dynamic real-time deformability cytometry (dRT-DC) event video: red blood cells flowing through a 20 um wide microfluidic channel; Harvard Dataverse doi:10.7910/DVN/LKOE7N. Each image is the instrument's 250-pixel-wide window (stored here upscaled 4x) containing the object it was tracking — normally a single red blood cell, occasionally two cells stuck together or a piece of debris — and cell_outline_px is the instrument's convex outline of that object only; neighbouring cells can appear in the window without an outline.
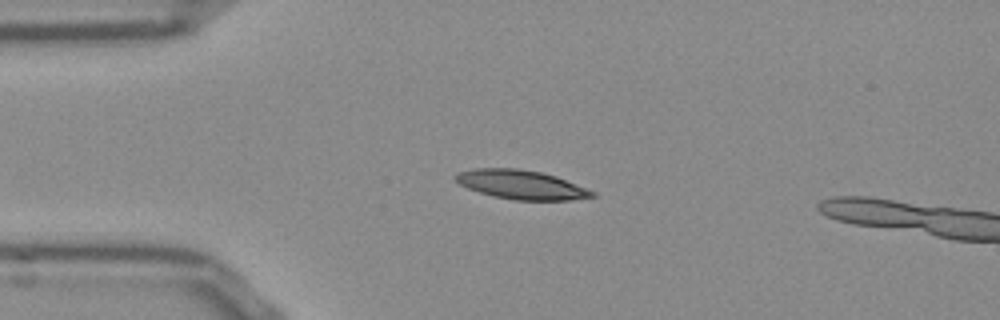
{"species": "Egyptian fruit bat (a non-hibernating species)", "species_latin": "Rousettus aegyptiacus", "temperature_condition": "room temperature", "stored_images_in_passage": 38, "camera_frame_rate_fps": 3000, "um_per_image_px": 0.085, "frame": {"image": 1, "passage_image": 1, "time_ms": 0.0, "image_size_px": [1000, 320], "cell_outline_px": [[596, 196], [572, 200], [516, 200], [492, 196], [468, 188], [460, 184], [452, 176], [460, 172], [476, 168], [516, 168], [540, 172], [556, 176], [596, 192]], "centroid_in_image_um": [44.31, 15.7], "position_along_channel_um": 40.7, "area_um2": 23.0}}
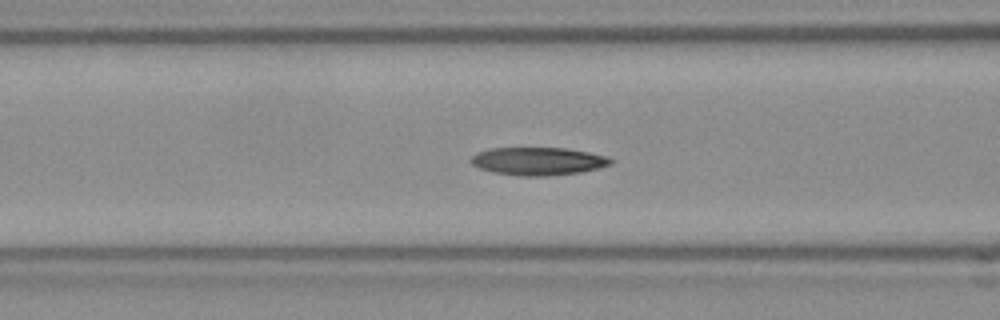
{"frame": {"image": 2, "passage_image": 9, "time_ms": 2.667, "image_size_px": [1000, 320], "cell_outline_px": [[612, 164], [600, 168], [580, 172], [548, 176], [520, 176], [492, 172], [480, 168], [472, 164], [468, 160], [476, 152], [488, 148], [564, 148], [588, 152], [608, 156], [612, 160]], "centroid_in_image_um": [45.72, 13.7], "position_along_channel_um": 120.9, "area_um2": 22.89}}
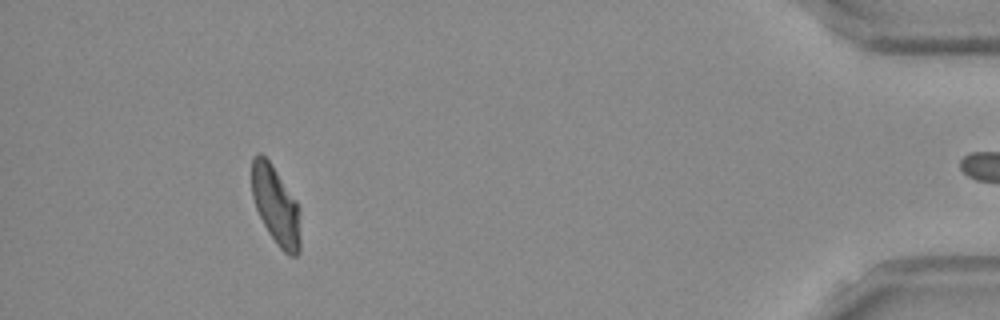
{"frame": {"image": 3, "passage_image": 37, "time_ms": 12.0, "image_size_px": [1000, 320], "cell_outline_px": [[300, 252], [296, 256], [288, 256], [276, 244], [268, 232], [256, 208], [252, 196], [252, 156], [260, 152], [268, 160], [296, 200], [300, 208]], "centroid_in_image_um": [23.46, 17.5], "position_along_channel_um": 411.7, "area_um2": 22.25}, "authors_computed_cell_mechanics": {"area_um2": 22.5998, "velocity_mm_per_s": 3.8188, "shape_relaxation_time_tau1_ms": 4.8402, "shape_relaxation_time_tau2_ms": 2.4217, "deformation_change_tau1": 0.179, "deformation_change_tau2": 0.0837}}